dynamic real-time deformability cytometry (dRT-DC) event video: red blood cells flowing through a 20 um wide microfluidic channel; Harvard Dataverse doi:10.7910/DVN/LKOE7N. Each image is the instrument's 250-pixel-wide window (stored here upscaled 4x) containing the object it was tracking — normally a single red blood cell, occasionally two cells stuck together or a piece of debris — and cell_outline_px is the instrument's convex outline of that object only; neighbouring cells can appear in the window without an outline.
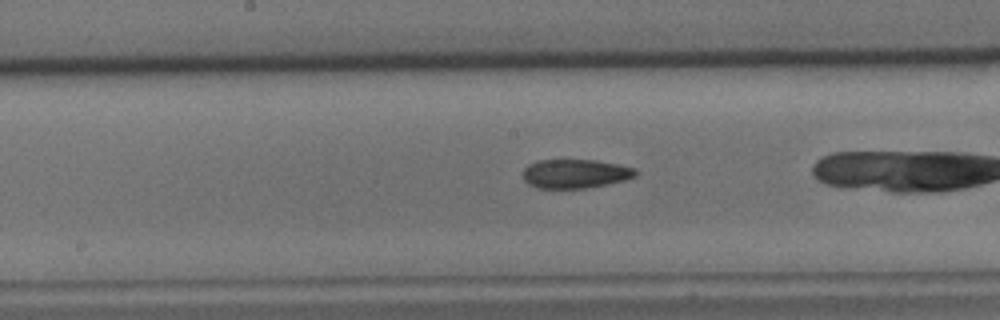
{"species": "common noctule bat (a hibernating species)", "species_latin": "Nyctalus noctula", "temperature_condition": "cold", "stored_images_in_passage": 42, "camera_frame_rate_fps": 3000, "um_per_image_px": 0.085, "animal": {"sex": "male", "body_mass_g": 15.6}, "frame": {"image": 1, "passage_image": 27, "time_ms": 8.667, "image_size_px": [1000, 320], "cell_outline_px": [[636, 176], [624, 180], [608, 184], [584, 188], [536, 188], [528, 184], [524, 180], [524, 168], [528, 164], [536, 160], [596, 160], [620, 164], [636, 168]], "centroid_in_image_um": [48.9, 14.76], "position_along_channel_um": 199.3, "area_um2": 19.13}}
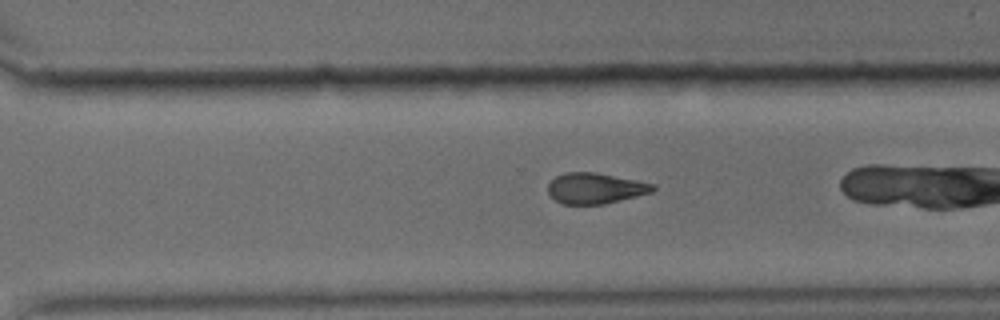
{"frame": {"image": 2, "passage_image": 37, "time_ms": 12.0, "image_size_px": [1000, 320], "cell_outline_px": [[656, 188], [652, 192], [604, 204], [560, 204], [548, 192], [548, 184], [556, 176], [564, 172], [596, 172], [656, 184]], "centroid_in_image_um": [50.6, 16.0], "position_along_channel_um": 320.0, "area_um2": 18.79}}